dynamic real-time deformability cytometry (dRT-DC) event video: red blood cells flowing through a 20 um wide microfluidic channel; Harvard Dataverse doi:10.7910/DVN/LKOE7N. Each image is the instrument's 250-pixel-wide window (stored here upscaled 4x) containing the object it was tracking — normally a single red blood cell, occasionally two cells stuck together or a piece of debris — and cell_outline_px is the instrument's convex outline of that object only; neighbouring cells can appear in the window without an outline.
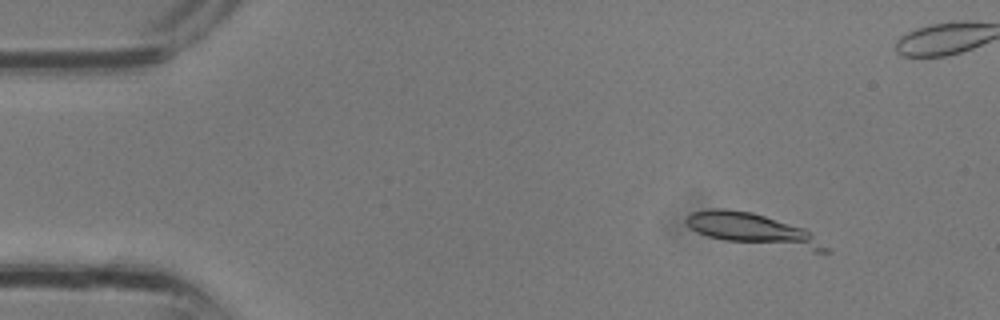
{"species": "common noctule bat (a hibernating species)", "species_latin": "Nyctalus noctula", "temperature_condition": "room temperature", "stored_images_in_passage": 4, "camera_frame_rate_fps": 3000, "um_per_image_px": 0.085, "animal": {"sex": "male", "body_mass_g": 13.3}, "frame": {"image": 1, "passage_image": 1, "time_ms": 0.0, "image_size_px": [1000, 320], "cell_outline_px": [[828, 252], [816, 252], [724, 240], [708, 236], [696, 232], [684, 220], [692, 212], [712, 208], [724, 208], [752, 212], [804, 228], [828, 248]], "centroid_in_image_um": [63.97, 19.51], "position_along_channel_um": 21.0, "area_um2": 25.49}}
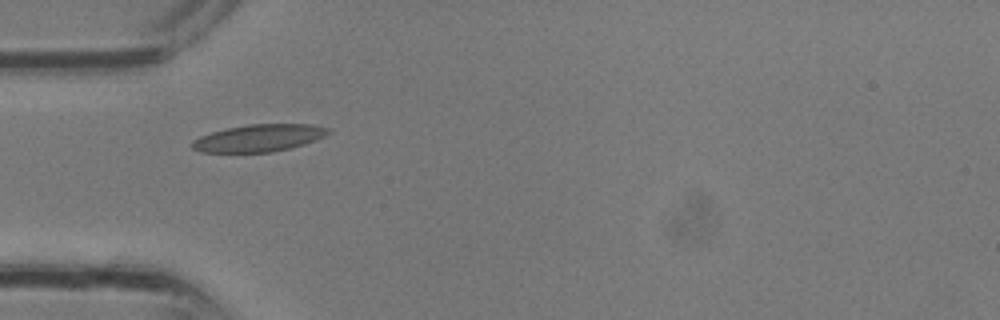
{"frame": {"image": 2, "passage_image": 4, "time_ms": 1.0, "image_size_px": [1000, 320], "cell_outline_px": [[332, 132], [316, 140], [292, 148], [272, 152], [200, 152], [192, 148], [192, 140], [200, 136], [212, 132], [228, 128], [248, 124], [312, 124], [332, 128]], "centroid_in_image_um": [22.06, 11.73], "position_along_channel_um": 62.9, "area_um2": 21.73}}